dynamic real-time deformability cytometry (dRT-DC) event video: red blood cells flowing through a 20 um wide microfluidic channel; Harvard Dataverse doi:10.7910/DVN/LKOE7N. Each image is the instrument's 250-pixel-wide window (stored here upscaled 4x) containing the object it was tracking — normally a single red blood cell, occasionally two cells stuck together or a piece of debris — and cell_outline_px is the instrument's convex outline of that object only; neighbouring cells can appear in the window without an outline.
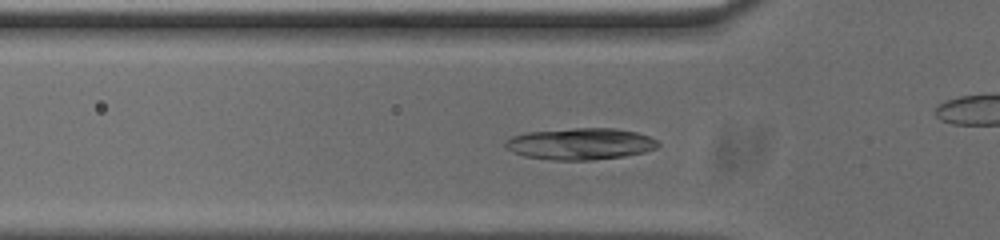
{"species": "common noctule bat (a hibernating species)", "species_latin": "Nyctalus noctula", "temperature_condition": "cold", "stored_images_in_passage": 48, "camera_frame_rate_fps": 3000, "um_per_image_px": 0.085, "animal": {"sex": "male", "body_mass_g": 20.0, "forearm_length_mm": 53.3}, "frame": {"image": 1, "passage_image": 10, "time_ms": 3.0, "image_size_px": [1000, 240], "cell_outline_px": [[660, 144], [656, 148], [644, 152], [624, 156], [592, 160], [552, 160], [524, 156], [512, 152], [504, 148], [504, 140], [512, 136], [528, 132], [576, 128], [612, 128], [636, 132], [648, 136], [656, 140]], "centroid_in_image_um": [49.29, 12.23], "position_along_channel_um": 76.5, "area_um2": 28.15}}
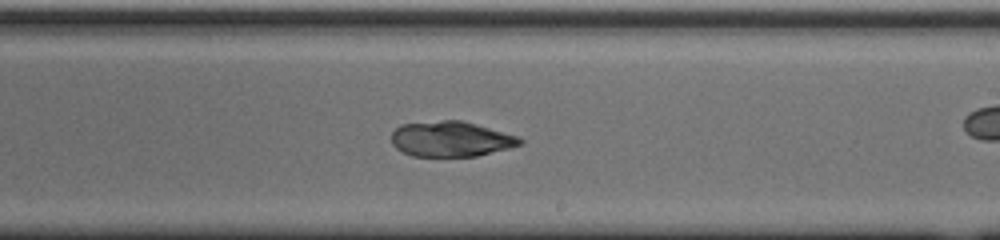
{"frame": {"image": 2, "passage_image": 24, "time_ms": 7.667, "image_size_px": [1000, 240], "cell_outline_px": [[524, 144], [476, 156], [412, 156], [396, 148], [392, 144], [392, 132], [400, 124], [444, 120], [460, 120], [476, 124], [520, 136], [524, 140]], "centroid_in_image_um": [38.35, 11.81], "position_along_channel_um": 250.6, "area_um2": 26.47}}
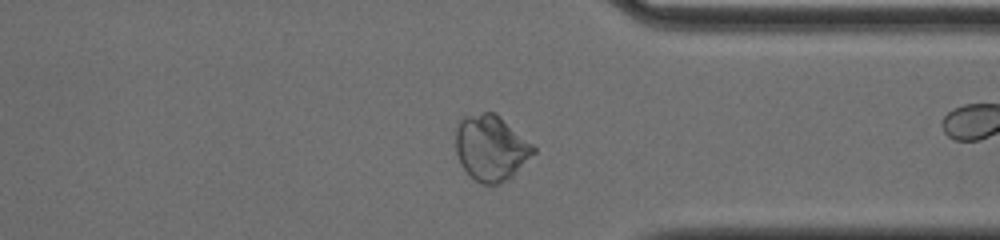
{"frame": {"image": 3, "passage_image": 34, "time_ms": 11.0, "image_size_px": [1000, 240], "cell_outline_px": [[536, 152], [512, 176], [496, 184], [480, 184], [460, 164], [456, 152], [456, 128], [460, 120], [464, 116], [484, 112], [496, 112], [532, 144], [536, 148]], "centroid_in_image_um": [41.73, 12.55], "position_along_channel_um": 369.7, "area_um2": 29.54}, "authors_computed_cell_mechanics": {"area_um2": 27.4261, "velocity_mm_per_s": 3.7243, "shape_relaxation_time_tau1_ms": null, "shape_relaxation_time_tau2_ms": 2.1886, "deformation_change_tau1": null, "deformation_change_tau2": 0.0599}}